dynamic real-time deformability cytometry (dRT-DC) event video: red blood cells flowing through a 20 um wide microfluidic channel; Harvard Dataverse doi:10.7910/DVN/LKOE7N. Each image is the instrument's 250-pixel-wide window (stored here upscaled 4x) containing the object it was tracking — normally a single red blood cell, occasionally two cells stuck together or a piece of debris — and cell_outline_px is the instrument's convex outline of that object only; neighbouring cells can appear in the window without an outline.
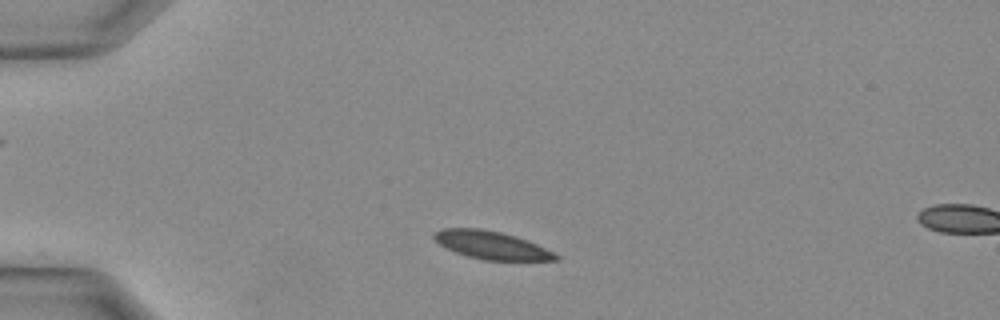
{"species": "Egyptian fruit bat (a non-hibernating species)", "species_latin": "Rousettus aegyptiacus", "temperature_condition": "warm", "stored_images_in_passage": 7, "camera_frame_rate_fps": 3000, "um_per_image_px": 0.085, "animal": {"sex": "female"}, "frame": {"image": 1, "passage_image": 5, "time_ms": 1.333, "image_size_px": [1000, 320], "cell_outline_px": [[560, 260], [484, 260], [468, 256], [456, 252], [440, 244], [432, 236], [432, 232], [444, 228], [480, 228], [500, 232], [516, 236], [528, 240], [560, 256]], "centroid_in_image_um": [41.76, 20.83], "position_along_channel_um": 43.2, "area_um2": 19.65}}